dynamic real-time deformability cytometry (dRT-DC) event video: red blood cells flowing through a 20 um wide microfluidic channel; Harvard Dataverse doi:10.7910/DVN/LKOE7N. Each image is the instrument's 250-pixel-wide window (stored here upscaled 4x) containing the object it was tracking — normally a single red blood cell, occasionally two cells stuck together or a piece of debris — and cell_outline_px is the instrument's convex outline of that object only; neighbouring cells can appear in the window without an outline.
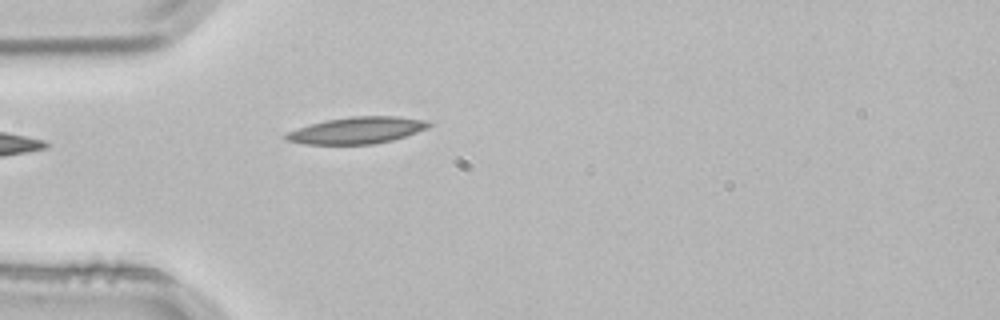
{"species": "common noctule bat (a hibernating species)", "species_latin": "Nyctalus noctula", "temperature_condition": "room temperature", "stored_images_in_passage": 1, "camera_frame_rate_fps": 3000, "um_per_image_px": 0.085, "animal": {"sex": "male", "body_mass_g": 21.5, "forearm_length_mm": 52.0}, "frame": {"image": 1, "passage_image": 1, "time_ms": 0.0, "image_size_px": [1000, 320], "cell_outline_px": [[432, 124], [428, 128], [392, 140], [372, 144], [304, 144], [284, 140], [284, 132], [296, 128], [324, 120], [352, 116], [396, 116], [428, 120]], "centroid_in_image_um": [30.29, 11.07], "position_along_channel_um": 54.7, "area_um2": 22.37}}